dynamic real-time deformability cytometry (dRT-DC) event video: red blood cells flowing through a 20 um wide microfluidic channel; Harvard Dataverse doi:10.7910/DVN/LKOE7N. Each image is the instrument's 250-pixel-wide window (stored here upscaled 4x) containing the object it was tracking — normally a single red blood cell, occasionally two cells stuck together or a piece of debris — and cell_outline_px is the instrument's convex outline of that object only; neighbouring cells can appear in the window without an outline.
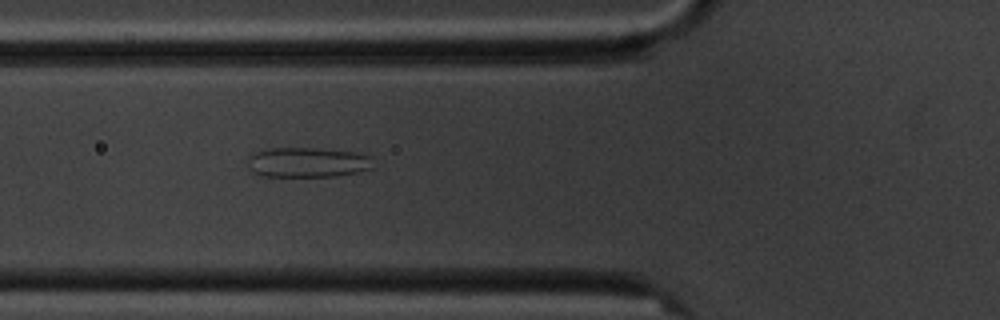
{"species": "common noctule bat (a hibernating species)", "species_latin": "Nyctalus noctula", "temperature_condition": "cold", "stored_images_in_passage": 5, "camera_frame_rate_fps": 3000, "um_per_image_px": 0.085, "animal": {"sex": "male", "body_mass_g": 20.1, "forearm_length_mm": 53.5}, "frame": {"image": 1, "passage_image": 5, "time_ms": 5.333, "image_size_px": [1000, 320], "cell_outline_px": [[372, 168], [356, 172], [336, 176], [260, 176], [252, 172], [248, 168], [248, 156], [252, 152], [272, 148], [316, 148], [352, 152], [372, 156]], "centroid_in_image_um": [26.08, 13.8], "position_along_channel_um": 99.7, "area_um2": 21.96}}